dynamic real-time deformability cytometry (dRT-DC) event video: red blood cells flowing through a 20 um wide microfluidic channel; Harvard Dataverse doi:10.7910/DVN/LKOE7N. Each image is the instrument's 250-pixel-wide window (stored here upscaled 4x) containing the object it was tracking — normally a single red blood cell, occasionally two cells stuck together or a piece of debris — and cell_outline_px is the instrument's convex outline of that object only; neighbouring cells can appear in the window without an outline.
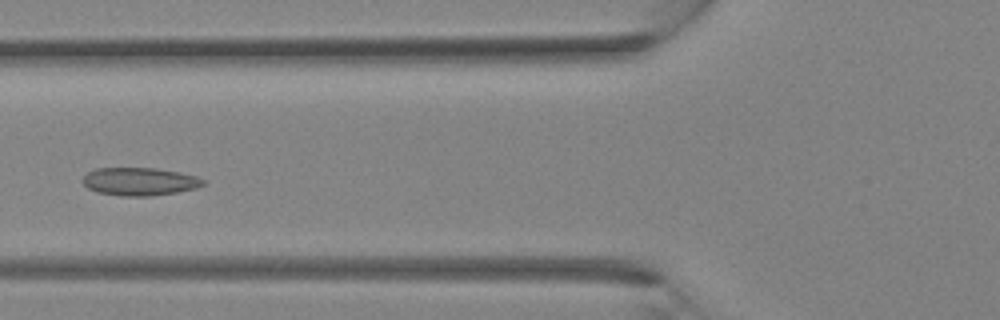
{"species": "Egyptian fruit bat (a non-hibernating species)", "species_latin": "Rousettus aegyptiacus", "temperature_condition": "room temperature", "stored_images_in_passage": 35, "segment_of_instrument_passage": [1, 2], "camera_frame_rate_fps": 3000, "um_per_image_px": 0.085, "animal": {"sex": "female"}, "frame": {"image": 1, "passage_image": 13, "time_ms": 4.0, "image_size_px": [1000, 320], "cell_outline_px": [[204, 184], [196, 188], [176, 192], [152, 196], [120, 196], [96, 192], [88, 188], [84, 184], [84, 176], [88, 172], [96, 168], [156, 168], [180, 172], [196, 176], [204, 180]], "centroid_in_image_um": [11.86, 15.43], "position_along_channel_um": 113.9, "area_um2": 19.59}}
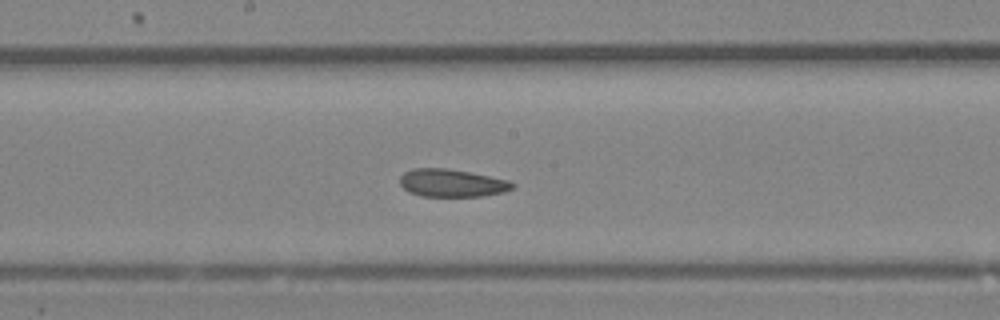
{"frame": {"image": 2, "passage_image": 18, "time_ms": 5.667, "image_size_px": [1000, 320], "cell_outline_px": [[516, 184], [512, 188], [504, 192], [484, 196], [420, 196], [408, 192], [400, 184], [400, 176], [404, 172], [412, 168], [448, 168], [508, 180]], "centroid_in_image_um": [38.38, 15.56], "position_along_channel_um": 209.8, "area_um2": 18.21}}
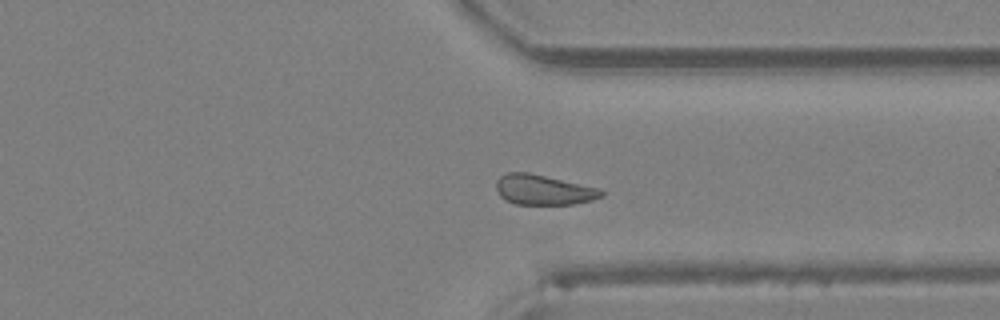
{"frame": {"image": 3, "passage_image": 26, "time_ms": 8.333, "image_size_px": [1000, 320], "cell_outline_px": [[604, 196], [592, 200], [572, 204], [516, 204], [504, 200], [500, 196], [496, 188], [496, 180], [500, 176], [508, 172], [528, 172], [600, 188], [604, 192]], "centroid_in_image_um": [46.19, 16.13], "position_along_channel_um": 365.2, "area_um2": 18.5}}